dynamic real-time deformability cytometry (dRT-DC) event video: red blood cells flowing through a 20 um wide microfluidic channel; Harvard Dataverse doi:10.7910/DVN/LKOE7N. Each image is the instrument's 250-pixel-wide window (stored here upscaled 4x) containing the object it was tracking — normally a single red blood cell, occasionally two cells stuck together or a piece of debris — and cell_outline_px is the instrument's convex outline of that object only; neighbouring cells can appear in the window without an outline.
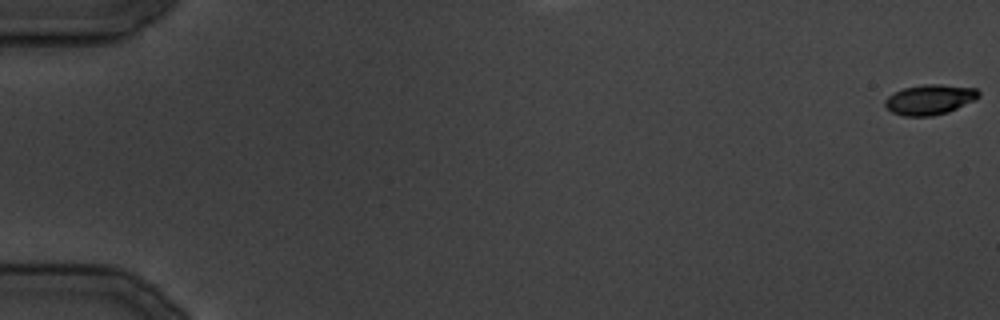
{"species": "common noctule bat (a hibernating species)", "species_latin": "Nyctalus noctula", "temperature_condition": "cold", "stored_images_in_passage": 37, "segment_of_instrument_passage": [1, 2], "camera_frame_rate_fps": 3000, "um_per_image_px": 0.085, "animal": {"sex": "male", "body_mass_g": 19.5, "forearm_length_mm": 54.6}, "frame": {"image": 1, "passage_image": 1, "time_ms": 0.0, "image_size_px": [1000, 320], "cell_outline_px": [[980, 96], [976, 100], [948, 112], [932, 116], [904, 116], [892, 112], [884, 104], [884, 100], [888, 96], [904, 88], [924, 84], [940, 84], [976, 88], [980, 92]], "centroid_in_image_um": [79.06, 8.46], "position_along_channel_um": 5.9, "area_um2": 16.47}}
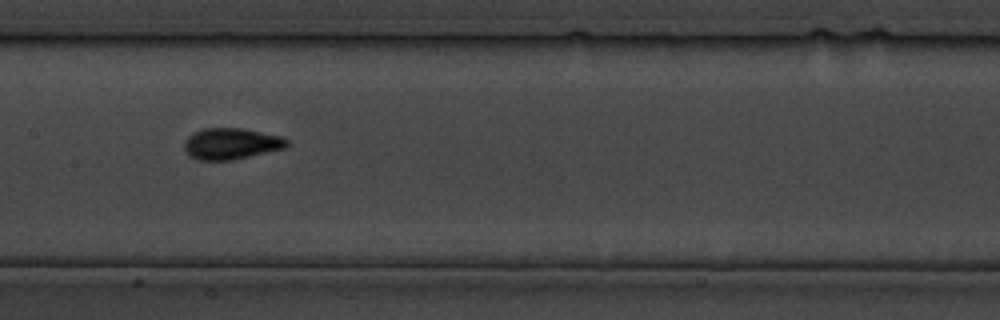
{"frame": {"image": 2, "passage_image": 19, "time_ms": 22.0, "image_size_px": [1000, 320], "cell_outline_px": [[288, 144], [284, 148], [232, 160], [196, 160], [188, 156], [184, 148], [184, 140], [192, 132], [204, 128], [240, 128], [284, 136], [288, 140]], "centroid_in_image_um": [19.61, 12.21], "position_along_channel_um": 187.8, "area_um2": 18.84}}
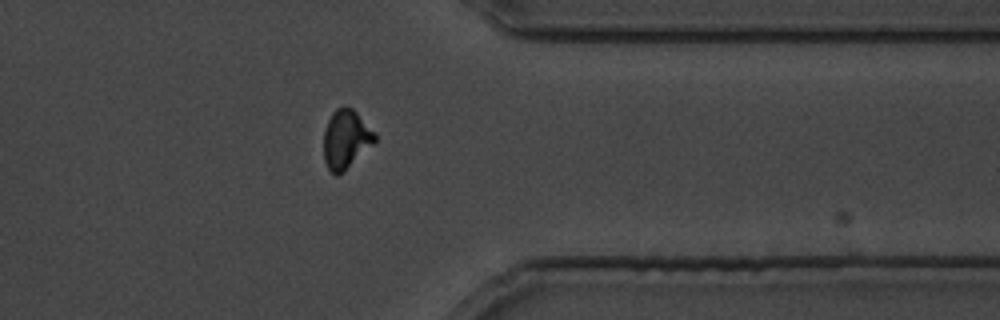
{"frame": {"image": 3, "passage_image": 29, "time_ms": 34.667, "image_size_px": [1000, 320], "cell_outline_px": [[376, 140], [344, 172], [336, 176], [328, 168], [324, 160], [324, 132], [328, 120], [332, 112], [336, 108], [344, 104], [352, 108], [376, 132]], "centroid_in_image_um": [29.4, 11.81], "position_along_channel_um": 382.0, "area_um2": 17.57}}